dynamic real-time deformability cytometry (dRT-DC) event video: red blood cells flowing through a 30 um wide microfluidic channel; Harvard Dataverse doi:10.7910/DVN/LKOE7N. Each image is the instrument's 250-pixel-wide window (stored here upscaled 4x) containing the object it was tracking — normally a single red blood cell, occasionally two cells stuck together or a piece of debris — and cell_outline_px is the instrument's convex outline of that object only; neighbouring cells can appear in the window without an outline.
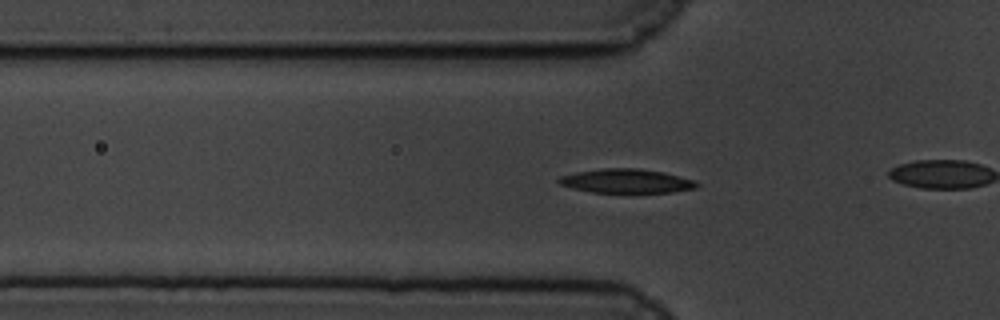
{"species": "common noctule bat (a hibernating species)", "species_latin": "Nyctalus noctula", "temperature_condition": "cold", "stored_images_in_passage": 48, "camera_frame_rate_fps": 3000, "um_per_image_px": 0.085, "animal": {"sex": "male", "body_mass_g": 19.5, "forearm_length_mm": 54.6}, "frame": {"image": 1, "passage_image": 19, "time_ms": 6.0, "image_size_px": [1000, 320], "cell_outline_px": [[700, 184], [696, 188], [672, 192], [592, 192], [572, 188], [560, 184], [556, 180], [560, 176], [576, 172], [604, 168], [640, 168], [664, 172], [692, 180]], "centroid_in_image_um": [53.22, 15.38], "position_along_channel_um": 72.6, "area_um2": 19.19}}
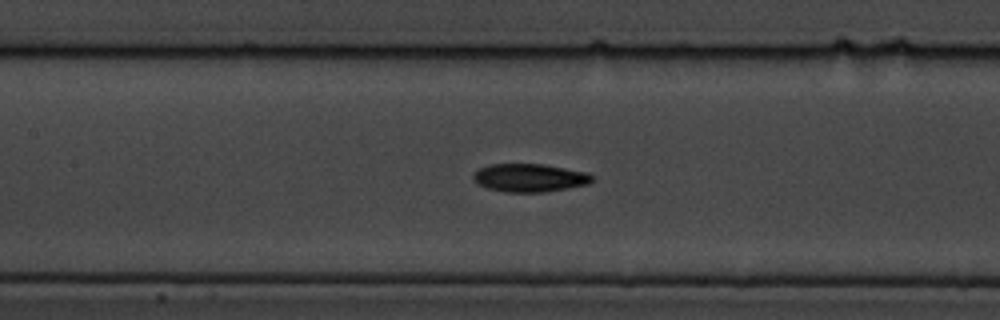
{"frame": {"image": 2, "passage_image": 27, "time_ms": 8.667, "image_size_px": [1000, 320], "cell_outline_px": [[596, 180], [588, 184], [568, 188], [544, 192], [504, 192], [488, 188], [476, 184], [472, 176], [480, 168], [492, 164], [544, 164], [588, 172]], "centroid_in_image_um": [45.05, 15.11], "position_along_channel_um": 162.4, "area_um2": 19.59}}
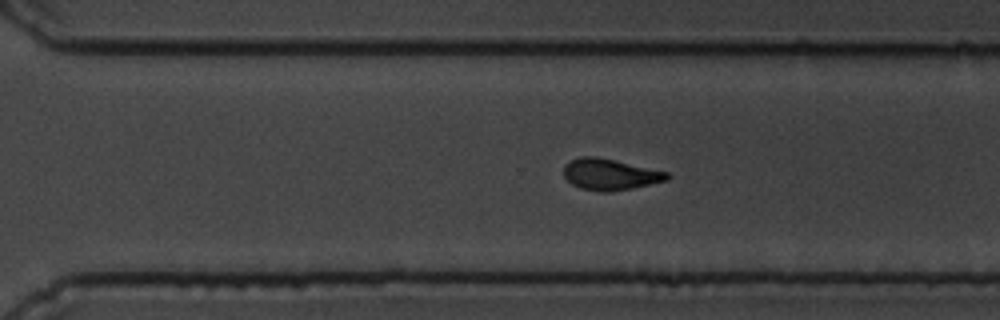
{"frame": {"image": 3, "passage_image": 41, "time_ms": 13.333, "image_size_px": [1000, 320], "cell_outline_px": [[672, 176], [668, 180], [632, 188], [612, 192], [600, 192], [580, 188], [572, 184], [564, 176], [564, 164], [580, 156], [596, 156], [668, 172]], "centroid_in_image_um": [51.85, 14.83], "position_along_channel_um": 318.7, "area_um2": 18.84}}